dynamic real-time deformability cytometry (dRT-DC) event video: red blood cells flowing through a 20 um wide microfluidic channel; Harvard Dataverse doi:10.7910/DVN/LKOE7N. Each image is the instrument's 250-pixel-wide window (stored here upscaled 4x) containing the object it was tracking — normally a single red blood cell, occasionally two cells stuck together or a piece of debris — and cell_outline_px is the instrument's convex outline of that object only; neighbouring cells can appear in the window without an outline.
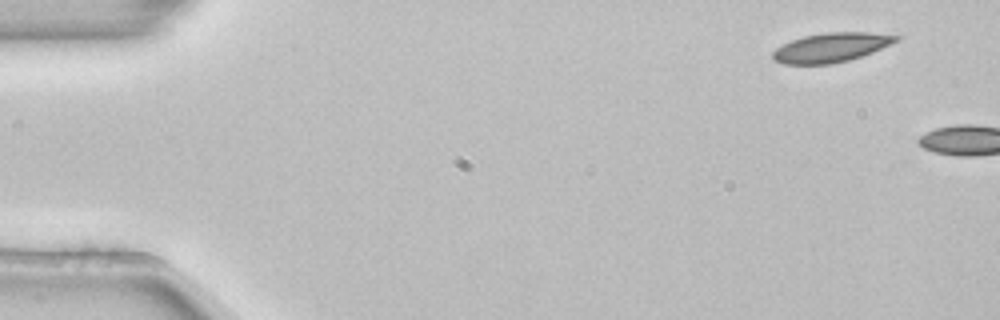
{"species": "common noctule bat (a hibernating species)", "species_latin": "Nyctalus noctula", "temperature_condition": "room temperature", "stored_images_in_passage": 2, "camera_frame_rate_fps": 3000, "um_per_image_px": 0.085, "animal": {"sex": "female", "body_mass_g": 22.7, "forearm_length_mm": 54.2}, "frame": {"image": 1, "passage_image": 1, "time_ms": 0.0, "image_size_px": [1000, 320], "cell_outline_px": [[900, 40], [872, 52], [848, 60], [828, 64], [784, 64], [772, 60], [772, 52], [776, 48], [792, 40], [804, 36], [824, 32], [868, 32], [900, 36]], "centroid_in_image_um": [70.63, 4.03], "position_along_channel_um": 14.4, "area_um2": 20.92}}